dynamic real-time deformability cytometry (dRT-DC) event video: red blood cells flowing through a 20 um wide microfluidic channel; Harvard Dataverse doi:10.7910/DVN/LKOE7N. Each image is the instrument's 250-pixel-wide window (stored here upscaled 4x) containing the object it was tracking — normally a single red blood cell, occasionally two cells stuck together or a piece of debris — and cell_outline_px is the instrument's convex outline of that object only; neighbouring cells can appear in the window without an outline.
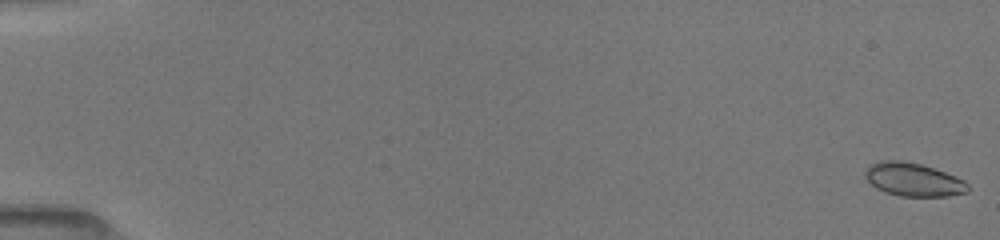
{"species": "common noctule bat (a hibernating species)", "species_latin": "Nyctalus noctula", "temperature_condition": "room temperature", "stored_images_in_passage": 71, "camera_frame_rate_fps": 3000, "um_per_image_px": 0.085, "animal": {"sex": "female", "body_mass_g": 19.5, "forearm_length_mm": 54.1}, "frame": {"image": 1, "passage_image": 1, "time_ms": 0.0, "image_size_px": [1000, 240], "cell_outline_px": [[968, 192], [948, 196], [900, 196], [884, 192], [876, 188], [864, 176], [864, 172], [872, 164], [880, 160], [900, 160], [920, 164], [956, 176], [964, 180], [968, 184]], "centroid_in_image_um": [77.63, 15.27], "position_along_channel_um": 7.4, "area_um2": 19.83}}
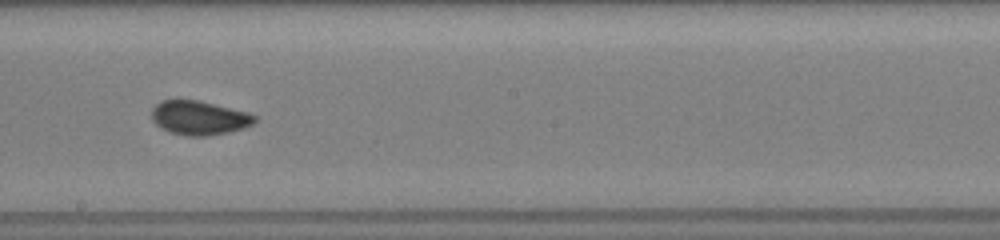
{"frame": {"image": 2, "passage_image": 36, "time_ms": 10.0, "image_size_px": [1000, 240], "cell_outline_px": [[256, 120], [252, 124], [244, 128], [228, 132], [204, 136], [188, 136], [172, 132], [160, 128], [152, 120], [152, 108], [160, 100], [200, 100], [248, 112], [256, 116]], "centroid_in_image_um": [16.92, 10.0], "position_along_channel_um": 231.3, "area_um2": 20.46}}
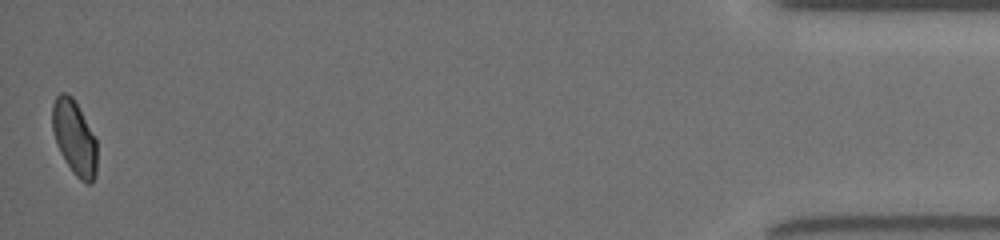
{"frame": {"image": 3, "passage_image": 71, "time_ms": 17.0, "image_size_px": [1000, 240], "cell_outline_px": [[96, 176], [92, 184], [88, 184], [80, 180], [76, 176], [60, 152], [56, 144], [52, 128], [52, 104], [56, 96], [60, 92], [68, 92], [72, 96], [96, 140]], "centroid_in_image_um": [6.31, 11.7], "position_along_channel_um": 428.9, "area_um2": 19.25}, "authors_computed_cell_mechanics": {"area_um2": 19.8832, "velocity_mm_per_s": 4.0128, "shape_relaxation_time_tau1_ms": null, "shape_relaxation_time_tau2_ms": 0.9691, "deformation_change_tau1": null, "deformation_change_tau2": 0.0395}}